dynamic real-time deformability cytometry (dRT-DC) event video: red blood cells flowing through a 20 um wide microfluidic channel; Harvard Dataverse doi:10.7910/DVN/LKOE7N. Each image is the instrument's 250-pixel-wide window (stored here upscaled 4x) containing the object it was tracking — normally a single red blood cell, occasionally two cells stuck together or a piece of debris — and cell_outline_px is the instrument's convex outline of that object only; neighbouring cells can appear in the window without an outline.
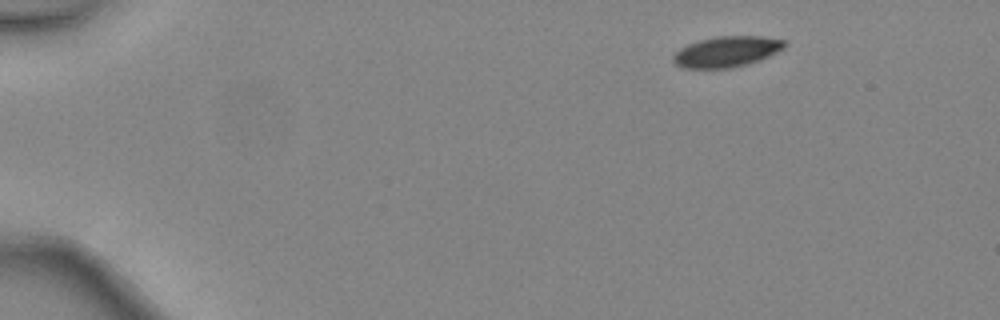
{"species": "common noctule bat (a hibernating species)", "species_latin": "Nyctalus noctula", "temperature_condition": "warm", "stored_images_in_passage": 41, "camera_frame_rate_fps": 3000, "um_per_image_px": 0.085, "animal": {"sex": "female", "body_mass_g": 24.6, "forearm_length_mm": 56.2}, "frame": {"image": 1, "passage_image": 1, "time_ms": 0.0, "image_size_px": [1000, 320], "cell_outline_px": [[788, 44], [784, 48], [760, 60], [748, 64], [732, 68], [684, 68], [676, 64], [672, 60], [672, 56], [680, 48], [688, 44], [700, 40], [716, 36], [764, 36], [784, 40]], "centroid_in_image_um": [61.78, 4.39], "position_along_channel_um": 23.2, "area_um2": 20.0}}
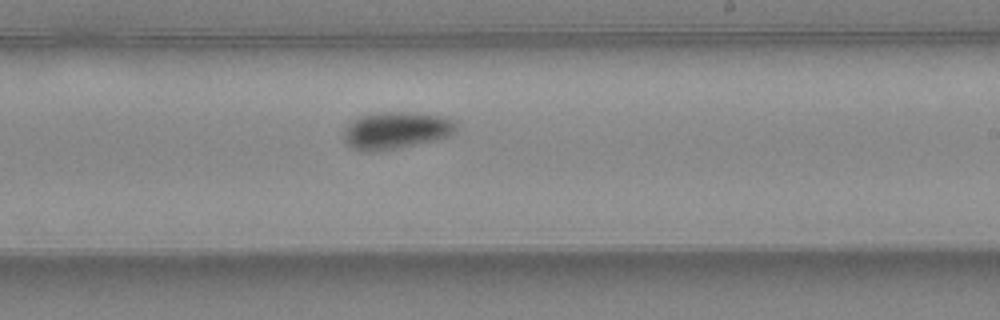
{"frame": {"image": 2, "passage_image": 24, "time_ms": 7.667, "image_size_px": [1000, 320], "cell_outline_px": [[456, 128], [448, 136], [400, 148], [376, 152], [360, 152], [352, 148], [344, 140], [344, 128], [352, 120], [360, 116], [376, 112], [408, 112], [440, 116], [452, 120], [456, 124]], "centroid_in_image_um": [33.57, 11.09], "position_along_channel_um": 255.4, "area_um2": 24.28}}
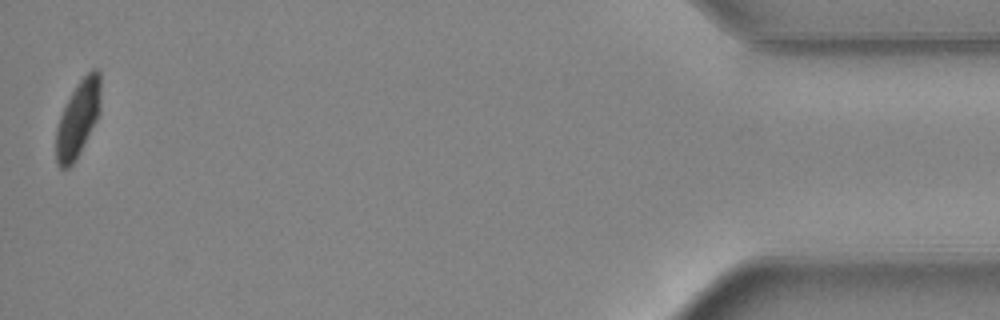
{"frame": {"image": 3, "passage_image": 41, "time_ms": 13.333, "image_size_px": [1000, 320], "cell_outline_px": [[100, 112], [76, 160], [68, 168], [60, 168], [56, 160], [56, 128], [60, 116], [76, 84], [92, 68], [96, 68], [100, 72]], "centroid_in_image_um": [6.63, 10.08], "position_along_channel_um": 428.6, "area_um2": 19.65}, "authors_computed_cell_mechanics": {"area_um2": 21.964, "velocity_mm_per_s": 4.4831, "shape_relaxation_time_tau1_ms": 2.6759, "shape_relaxation_time_tau2_ms": 4.3115, "deformation_change_tau1": 0.1097, "deformation_change_tau2": 0.0559}}